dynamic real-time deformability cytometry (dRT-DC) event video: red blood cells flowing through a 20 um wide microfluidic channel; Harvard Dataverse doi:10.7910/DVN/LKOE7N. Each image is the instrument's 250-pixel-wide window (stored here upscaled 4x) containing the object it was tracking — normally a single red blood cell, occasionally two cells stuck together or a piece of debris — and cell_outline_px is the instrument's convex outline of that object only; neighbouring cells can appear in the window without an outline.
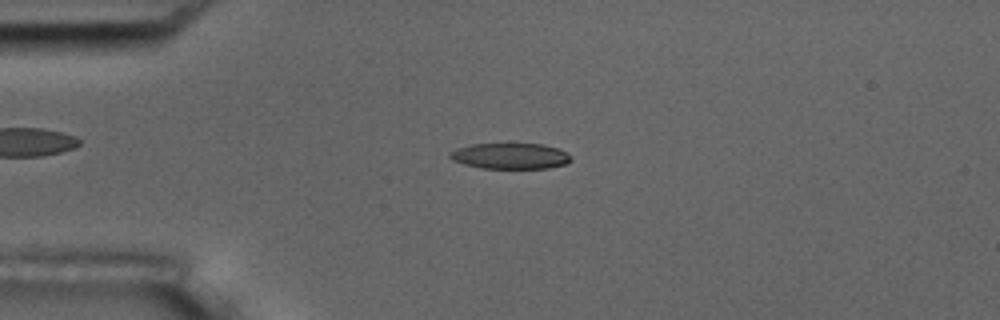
{"species": "common noctule bat (a hibernating species)", "species_latin": "Nyctalus noctula", "temperature_condition": "room temperature", "stored_images_in_passage": 4, "camera_frame_rate_fps": 3000, "um_per_image_px": 0.085, "animal": {"sex": "male", "body_mass_g": 17.5, "forearm_length_mm": 52.3}, "frame": {"image": 1, "passage_image": 3, "time_ms": 3.333, "image_size_px": [1000, 320], "cell_outline_px": [[572, 160], [564, 164], [548, 168], [480, 168], [464, 164], [452, 160], [448, 156], [448, 152], [456, 148], [472, 144], [544, 144], [560, 148], [572, 156]], "centroid_in_image_um": [43.37, 13.25], "position_along_channel_um": 41.6, "area_um2": 18.38}}